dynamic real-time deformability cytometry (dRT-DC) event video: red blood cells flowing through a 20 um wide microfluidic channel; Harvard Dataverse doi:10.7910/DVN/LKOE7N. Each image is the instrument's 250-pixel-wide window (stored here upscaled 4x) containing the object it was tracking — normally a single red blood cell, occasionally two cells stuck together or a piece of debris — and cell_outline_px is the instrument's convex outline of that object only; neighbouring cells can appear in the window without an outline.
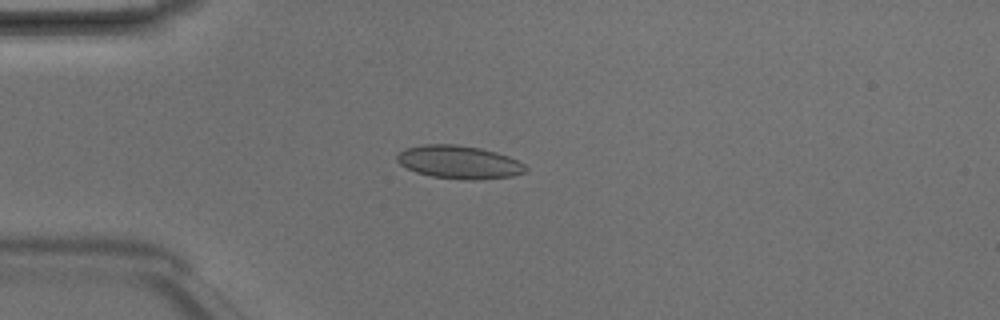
{"species": "Egyptian fruit bat (a non-hibernating species)", "species_latin": "Rousettus aegyptiacus", "temperature_condition": "room temperature", "stored_images_in_passage": 5, "camera_frame_rate_fps": 3000, "um_per_image_px": 0.085, "animal": {"sex": "male"}, "frame": {"image": 1, "passage_image": 4, "time_ms": 1.0, "image_size_px": [1000, 320], "cell_outline_px": [[528, 172], [512, 176], [476, 180], [464, 180], [432, 176], [416, 172], [400, 164], [396, 160], [396, 156], [404, 148], [424, 144], [456, 144], [480, 148], [496, 152], [508, 156], [524, 164], [528, 168]], "centroid_in_image_um": [39.03, 13.78], "position_along_channel_um": 46.0, "area_um2": 24.91}}